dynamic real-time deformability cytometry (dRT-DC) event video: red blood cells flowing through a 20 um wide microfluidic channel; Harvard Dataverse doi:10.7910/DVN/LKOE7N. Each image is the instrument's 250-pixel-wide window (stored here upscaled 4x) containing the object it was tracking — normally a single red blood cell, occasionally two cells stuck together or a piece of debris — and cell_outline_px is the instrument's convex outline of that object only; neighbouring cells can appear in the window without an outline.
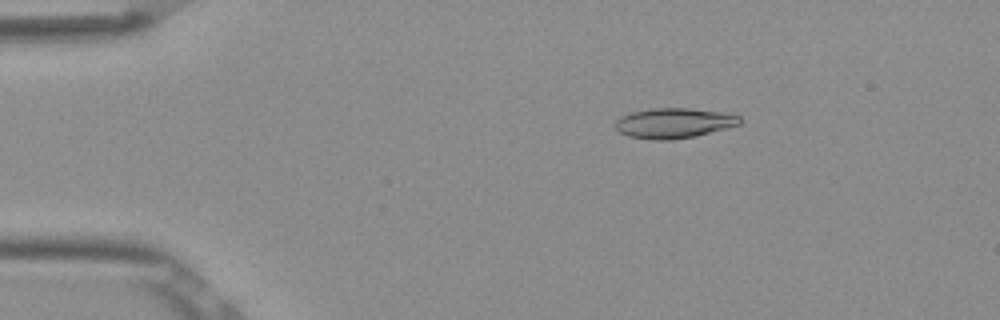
{"species": "Egyptian fruit bat (a non-hibernating species)", "species_latin": "Rousettus aegyptiacus", "temperature_condition": "room temperature", "stored_images_in_passage": 3, "camera_frame_rate_fps": 3000, "um_per_image_px": 0.085, "frame": {"image": 1, "passage_image": 1, "time_ms": 0.0, "image_size_px": [1000, 320], "cell_outline_px": [[744, 120], [740, 124], [696, 136], [672, 140], [656, 140], [628, 136], [620, 132], [612, 124], [620, 116], [632, 112], [652, 108], [688, 108], [720, 112], [740, 116]], "centroid_in_image_um": [57.26, 10.46], "position_along_channel_um": 27.7, "area_um2": 21.91}}
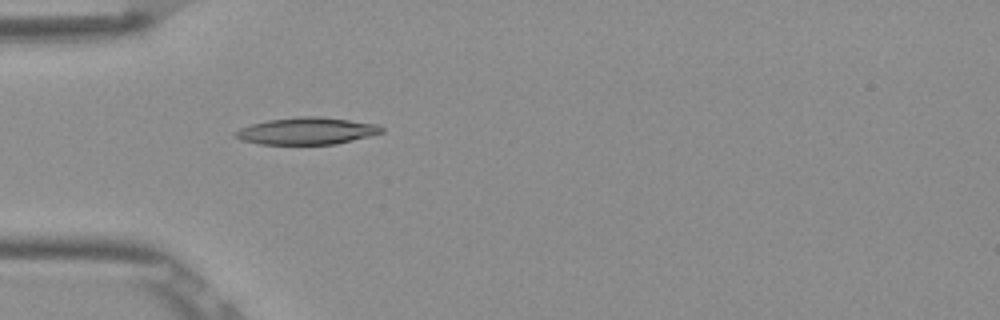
{"frame": {"image": 2, "passage_image": 3, "time_ms": 0.667, "image_size_px": [1000, 320], "cell_outline_px": [[384, 132], [336, 144], [260, 144], [240, 140], [232, 136], [232, 132], [240, 128], [252, 124], [268, 120], [296, 116], [320, 116], [380, 124], [384, 128]], "centroid_in_image_um": [26.05, 11.12], "position_along_channel_um": 58.9, "area_um2": 23.24}}